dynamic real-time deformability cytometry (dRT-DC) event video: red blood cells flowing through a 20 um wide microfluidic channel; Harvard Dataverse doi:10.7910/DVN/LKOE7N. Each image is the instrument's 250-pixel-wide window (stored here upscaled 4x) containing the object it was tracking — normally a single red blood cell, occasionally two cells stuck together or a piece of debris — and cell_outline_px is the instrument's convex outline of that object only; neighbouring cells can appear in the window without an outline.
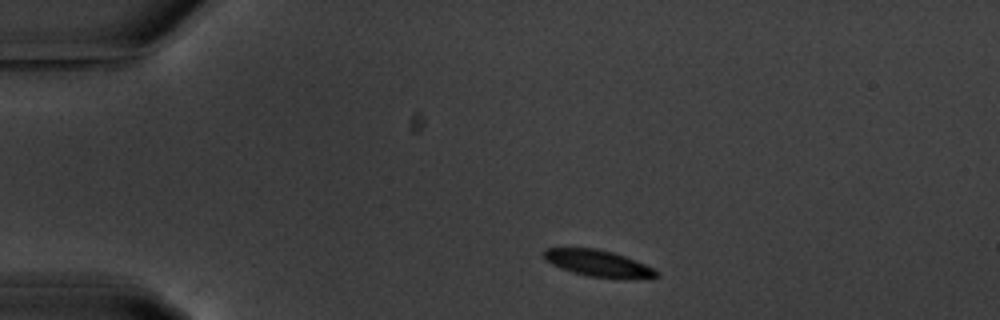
{"species": "common noctule bat (a hibernating species)", "species_latin": "Nyctalus noctula", "temperature_condition": "warm", "stored_images_in_passage": 9, "camera_frame_rate_fps": 3000, "um_per_image_px": 0.085, "animal": {"sex": "male", "body_mass_g": 20.1, "forearm_length_mm": 53.5}, "frame": {"image": 1, "passage_image": 1, "time_ms": 0.0, "image_size_px": [1000, 320], "cell_outline_px": [[660, 276], [652, 280], [624, 280], [588, 276], [572, 272], [560, 268], [552, 264], [540, 252], [544, 248], [596, 248], [612, 252], [636, 260], [660, 272]], "centroid_in_image_um": [50.95, 22.43], "position_along_channel_um": 34.1, "area_um2": 18.03}}
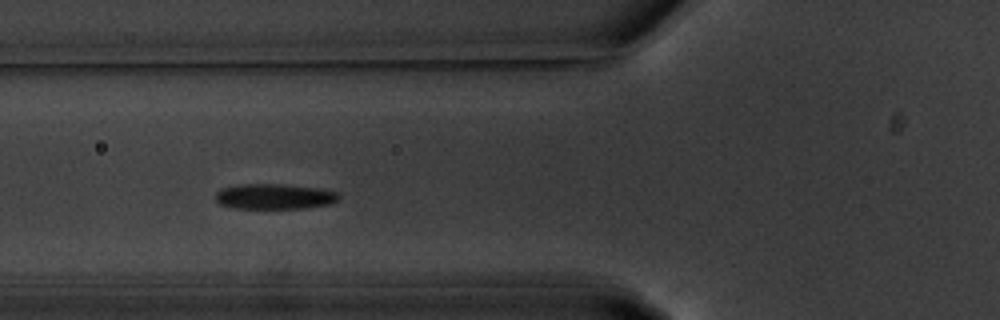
{"frame": {"image": 2, "passage_image": 4, "time_ms": 3.333, "image_size_px": [1000, 320], "cell_outline_px": [[340, 200], [332, 204], [304, 208], [236, 208], [220, 204], [216, 200], [216, 192], [220, 188], [236, 184], [284, 184], [320, 188], [340, 192]], "centroid_in_image_um": [23.38, 16.69], "position_along_channel_um": 102.4, "area_um2": 18.55}}
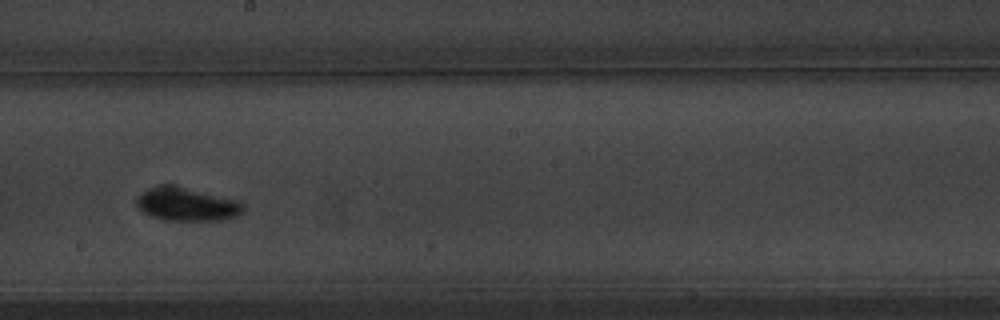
{"frame": {"image": 3, "passage_image": 7, "time_ms": 7.0, "image_size_px": [1000, 320], "cell_outline_px": [[244, 212], [236, 216], [224, 220], [164, 220], [148, 216], [136, 204], [136, 196], [140, 192], [148, 188], [164, 184], [168, 184], [240, 200], [244, 204]], "centroid_in_image_um": [15.87, 17.36], "position_along_channel_um": 232.3, "area_um2": 20.92}}